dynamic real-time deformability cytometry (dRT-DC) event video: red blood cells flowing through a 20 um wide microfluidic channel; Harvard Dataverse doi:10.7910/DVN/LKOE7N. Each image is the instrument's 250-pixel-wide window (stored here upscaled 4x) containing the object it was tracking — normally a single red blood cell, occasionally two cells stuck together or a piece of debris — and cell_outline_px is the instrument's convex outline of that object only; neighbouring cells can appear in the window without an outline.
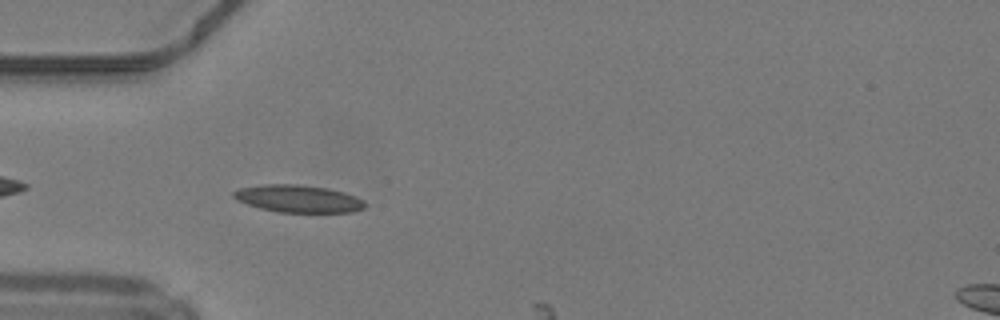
{"species": "common noctule bat (a hibernating species)", "species_latin": "Nyctalus noctula", "temperature_condition": "warm", "stored_images_in_passage": 5, "camera_frame_rate_fps": 3000, "um_per_image_px": 0.085, "animal": {"sex": "male", "body_mass_g": 19.2, "forearm_length_mm": 51.8}, "frame": {"image": 1, "passage_image": 3, "time_ms": 0.667, "image_size_px": [1000, 320], "cell_outline_px": [[368, 204], [364, 208], [352, 212], [276, 212], [260, 208], [236, 200], [232, 196], [232, 192], [240, 188], [264, 184], [300, 184], [328, 188], [344, 192], [356, 196], [364, 200]], "centroid_in_image_um": [25.37, 16.88], "position_along_channel_um": 59.6, "area_um2": 21.15}}